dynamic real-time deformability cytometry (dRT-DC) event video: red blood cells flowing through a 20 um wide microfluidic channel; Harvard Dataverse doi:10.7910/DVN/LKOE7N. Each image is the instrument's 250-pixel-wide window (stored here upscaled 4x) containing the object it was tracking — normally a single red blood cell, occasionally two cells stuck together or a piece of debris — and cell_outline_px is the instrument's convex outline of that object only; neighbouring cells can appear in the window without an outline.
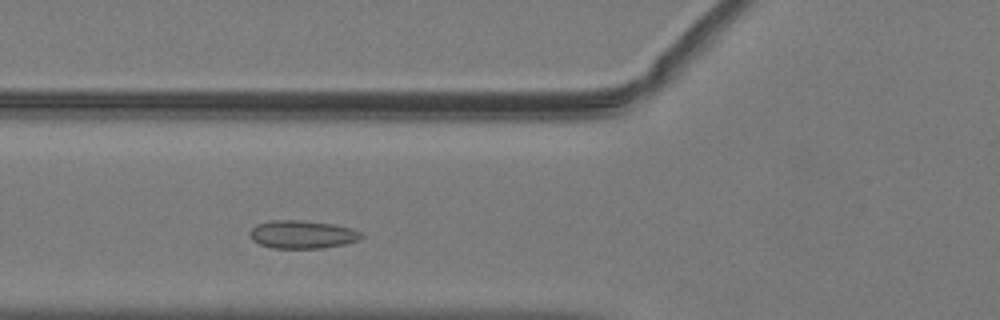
{"species": "common noctule bat (a hibernating species)", "species_latin": "Nyctalus noctula", "temperature_condition": "warm", "stored_images_in_passage": 38, "camera_frame_rate_fps": 3000, "um_per_image_px": 0.085, "animal": {"sex": "male", "body_mass_g": 19.2, "forearm_length_mm": 51.8}, "frame": {"image": 1, "passage_image": 6, "time_ms": 1.667, "image_size_px": [1000, 320], "cell_outline_px": [[364, 236], [360, 240], [344, 244], [320, 248], [272, 248], [260, 244], [252, 240], [248, 236], [248, 232], [256, 224], [272, 220], [304, 220], [332, 224], [352, 228], [360, 232]], "centroid_in_image_um": [25.67, 19.92], "position_along_channel_um": 100.1, "area_um2": 18.38}}
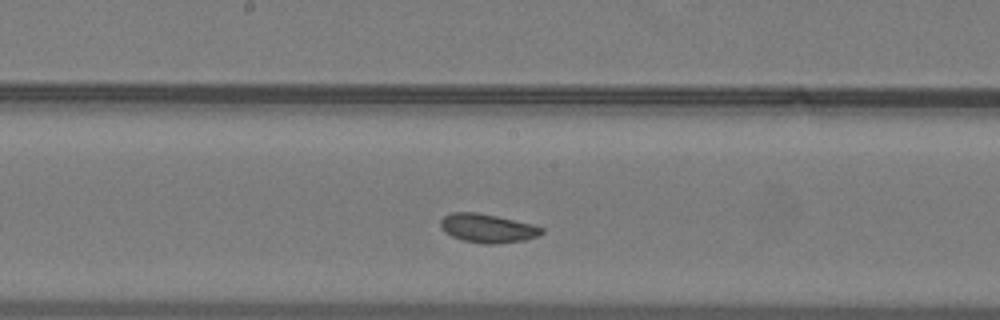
{"frame": {"image": 2, "passage_image": 14, "time_ms": 4.333, "image_size_px": [1000, 320], "cell_outline_px": [[544, 232], [536, 236], [524, 240], [496, 244], [484, 244], [464, 240], [452, 236], [444, 232], [440, 224], [440, 220], [444, 216], [452, 212], [476, 212], [496, 216], [532, 224], [544, 228]], "centroid_in_image_um": [41.43, 19.4], "position_along_channel_um": 206.8, "area_um2": 16.82}}
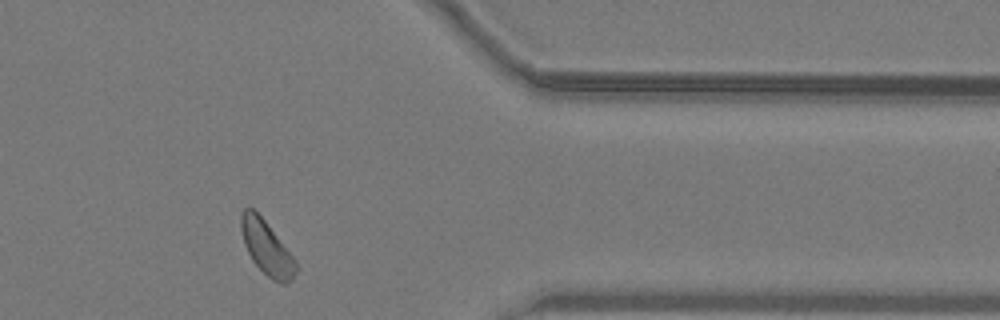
{"frame": {"image": 3, "passage_image": 29, "time_ms": 9.333, "image_size_px": [1000, 320], "cell_outline_px": [[300, 268], [292, 280], [284, 284], [280, 284], [272, 280], [252, 260], [244, 244], [240, 228], [240, 216], [244, 208], [252, 208], [264, 220], [296, 260]], "centroid_in_image_um": [22.69, 21.1], "position_along_channel_um": 388.7, "area_um2": 17.22}, "authors_computed_cell_mechanics": {"area_um2": 17.051, "velocity_mm_per_s": 3.9796, "shape_relaxation_time_tau1_ms": 2.025, "shape_relaxation_time_tau2_ms": null, "deformation_change_tau1": 0.0664, "deformation_change_tau2": null}}